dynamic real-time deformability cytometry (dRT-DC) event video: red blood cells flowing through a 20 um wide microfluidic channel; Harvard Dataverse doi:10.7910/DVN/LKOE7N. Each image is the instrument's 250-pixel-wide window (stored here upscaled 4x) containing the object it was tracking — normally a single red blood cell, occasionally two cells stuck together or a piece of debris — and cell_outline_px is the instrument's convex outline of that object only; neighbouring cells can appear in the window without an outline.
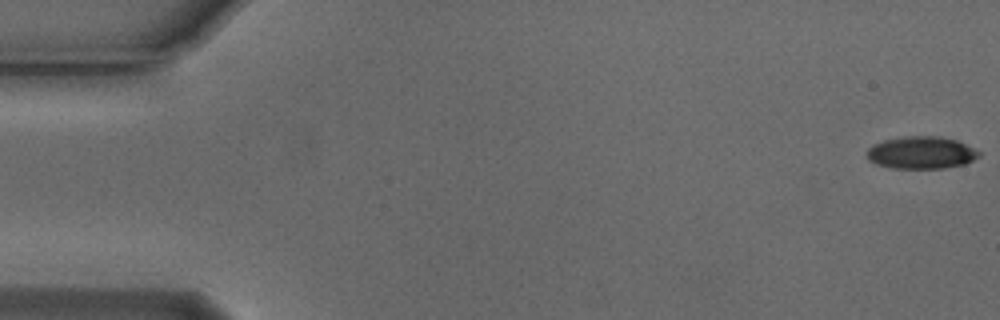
{"species": "Egyptian fruit bat (a non-hibernating species)", "species_latin": "Rousettus aegyptiacus", "temperature_condition": "cold", "stored_images_in_passage": 55, "camera_frame_rate_fps": 3000, "um_per_image_px": 0.085, "animal": {"sex": "male"}, "frame": {"image": 1, "passage_image": 1, "time_ms": 0.0, "image_size_px": [1000, 320], "cell_outline_px": [[980, 156], [964, 164], [944, 168], [892, 168], [876, 164], [868, 160], [868, 148], [872, 144], [884, 140], [904, 136], [940, 136], [956, 140], [980, 152]], "centroid_in_image_um": [78.28, 12.97], "position_along_channel_um": 6.7, "area_um2": 21.04}}
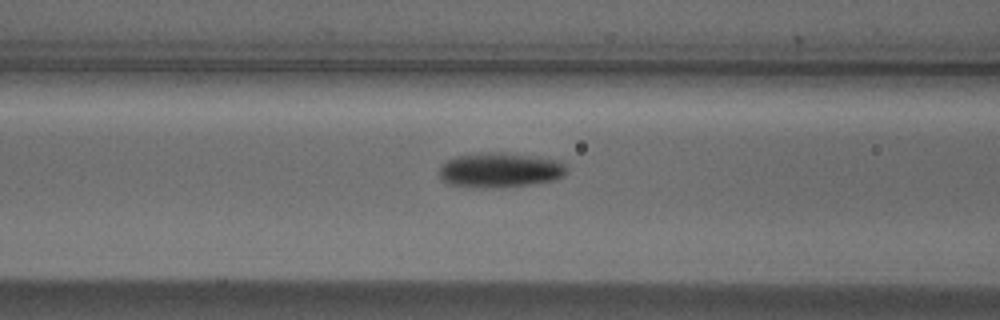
{"frame": {"image": 2, "passage_image": 22, "time_ms": 7.0, "image_size_px": [1000, 320], "cell_outline_px": [[568, 168], [564, 176], [556, 180], [528, 184], [496, 188], [476, 188], [448, 184], [440, 180], [440, 164], [456, 156], [488, 152], [504, 152], [536, 156], [556, 160], [564, 164]], "centroid_in_image_um": [42.48, 14.46], "position_along_channel_um": 124.1, "area_um2": 26.13}}
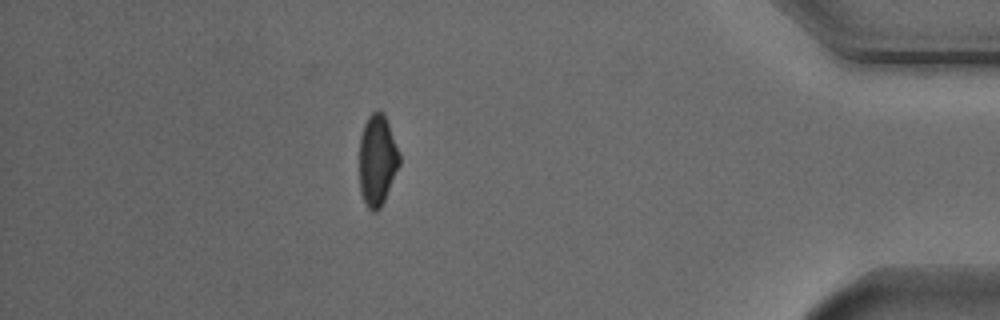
{"frame": {"image": 3, "passage_image": 48, "time_ms": 15.667, "image_size_px": [1000, 320], "cell_outline_px": [[400, 164], [384, 200], [380, 208], [376, 212], [372, 212], [364, 204], [360, 192], [360, 136], [364, 124], [368, 116], [372, 112], [380, 108], [384, 112], [400, 152]], "centroid_in_image_um": [32.07, 13.59], "position_along_channel_um": 403.1, "area_um2": 21.56}}